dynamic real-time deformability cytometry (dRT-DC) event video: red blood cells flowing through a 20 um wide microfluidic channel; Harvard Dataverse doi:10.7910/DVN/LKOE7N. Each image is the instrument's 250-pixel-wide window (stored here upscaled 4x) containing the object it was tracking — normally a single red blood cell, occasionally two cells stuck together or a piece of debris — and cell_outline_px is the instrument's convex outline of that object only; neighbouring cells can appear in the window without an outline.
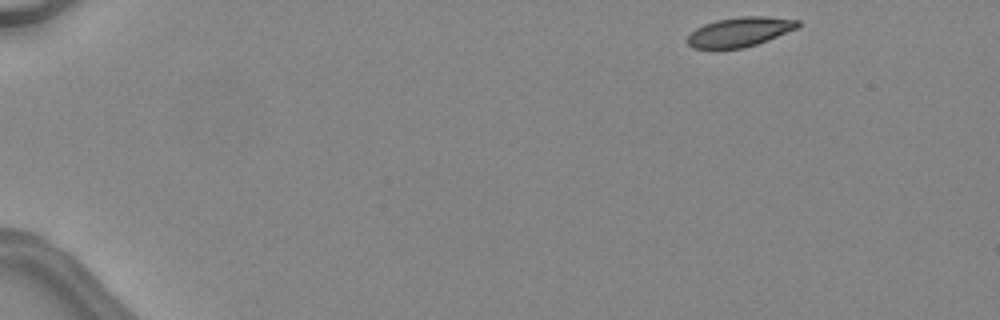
{"species": "common noctule bat (a hibernating species)", "species_latin": "Nyctalus noctula", "temperature_condition": "warm", "stored_images_in_passage": 15, "camera_frame_rate_fps": 3000, "um_per_image_px": 0.085, "animal": {"sex": "female", "body_mass_g": 24.6, "forearm_length_mm": 56.2}, "frame": {"image": 1, "passage_image": 1, "time_ms": 0.0, "image_size_px": [1000, 320], "cell_outline_px": [[800, 24], [796, 28], [768, 40], [744, 48], [716, 52], [712, 52], [692, 48], [684, 40], [696, 28], [704, 24], [716, 20], [740, 16], [764, 16], [800, 20]], "centroid_in_image_um": [62.77, 2.77], "position_along_channel_um": 22.2, "area_um2": 19.71}}
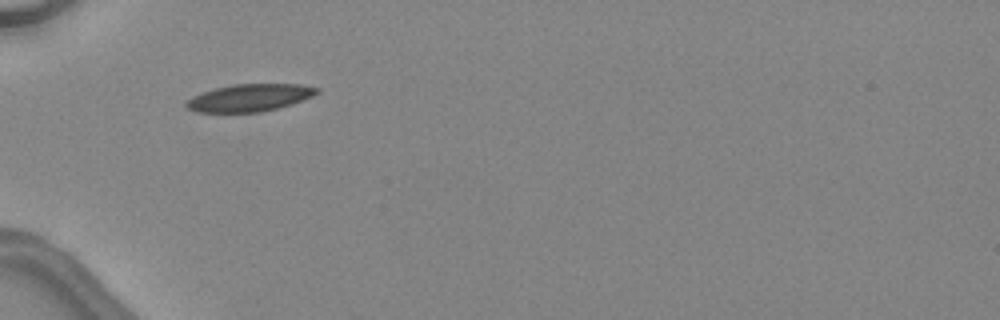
{"frame": {"image": 2, "passage_image": 12, "time_ms": 3.667, "image_size_px": [1000, 320], "cell_outline_px": [[320, 92], [312, 96], [292, 104], [260, 112], [196, 112], [188, 108], [184, 104], [192, 96], [216, 88], [236, 84], [300, 84], [320, 88]], "centroid_in_image_um": [21.24, 8.3], "position_along_channel_um": 63.8, "area_um2": 20.63}}